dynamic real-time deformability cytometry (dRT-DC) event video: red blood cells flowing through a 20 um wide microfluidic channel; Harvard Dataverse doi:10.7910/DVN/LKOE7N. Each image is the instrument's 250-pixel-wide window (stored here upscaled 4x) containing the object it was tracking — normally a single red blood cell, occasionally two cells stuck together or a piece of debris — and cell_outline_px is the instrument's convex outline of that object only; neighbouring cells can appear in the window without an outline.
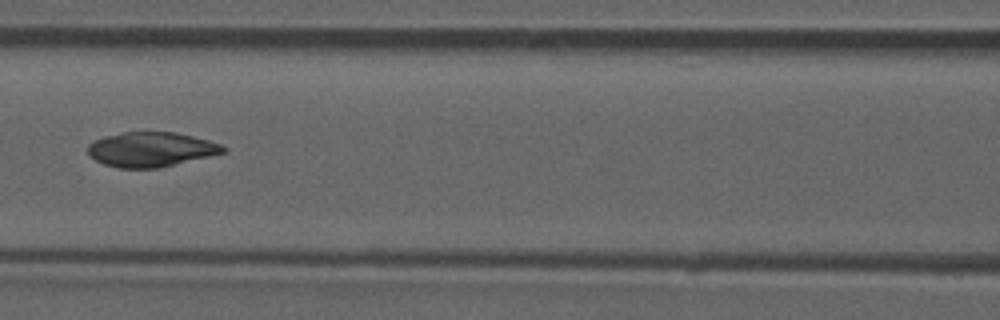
{"species": "common noctule bat (a hibernating species)", "species_latin": "Nyctalus noctula", "temperature_condition": "room temperature", "stored_images_in_passage": 7, "camera_frame_rate_fps": 3000, "um_per_image_px": 0.085, "animal": {"sex": "male", "forearm_length_mm": 52.5}, "frame": {"image": 1, "passage_image": 7, "time_ms": 7.0, "image_size_px": [1000, 320], "cell_outline_px": [[228, 152], [160, 168], [120, 168], [104, 164], [88, 156], [88, 144], [92, 140], [104, 136], [124, 132], [176, 132], [208, 140], [220, 144], [228, 148]], "centroid_in_image_um": [12.85, 12.7], "position_along_channel_um": 153.8, "area_um2": 27.63}}